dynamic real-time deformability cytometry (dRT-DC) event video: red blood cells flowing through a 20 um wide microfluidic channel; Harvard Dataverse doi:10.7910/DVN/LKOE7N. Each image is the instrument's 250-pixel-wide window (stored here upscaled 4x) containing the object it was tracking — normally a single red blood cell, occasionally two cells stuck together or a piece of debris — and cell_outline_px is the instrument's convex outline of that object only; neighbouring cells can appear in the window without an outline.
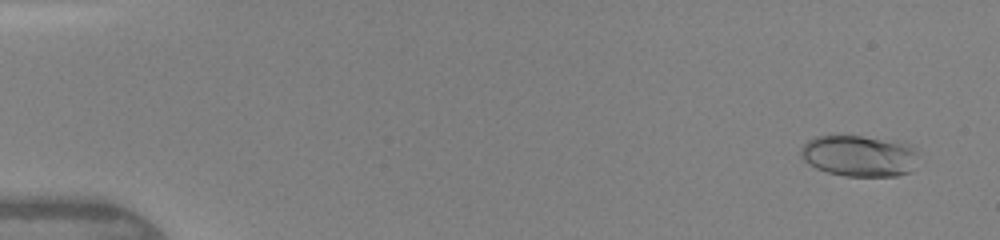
{"species": "human", "species_latin": "Homo sapiens", "temperature_condition": "warm", "stored_images_in_passage": 9, "camera_frame_rate_fps": 3000, "um_per_image_px": 0.085, "donor": {"sex": "female"}, "frame": {"image": 1, "passage_image": 2, "time_ms": 0.333, "image_size_px": [1000, 240], "cell_outline_px": [[916, 152], [912, 172], [896, 176], [844, 176], [828, 172], [816, 168], [804, 160], [800, 156], [800, 148], [808, 140], [816, 136], [860, 136], [900, 140], [908, 144]], "centroid_in_image_um": [73.02, 13.24], "position_along_channel_um": 12.0, "area_um2": 28.38}}
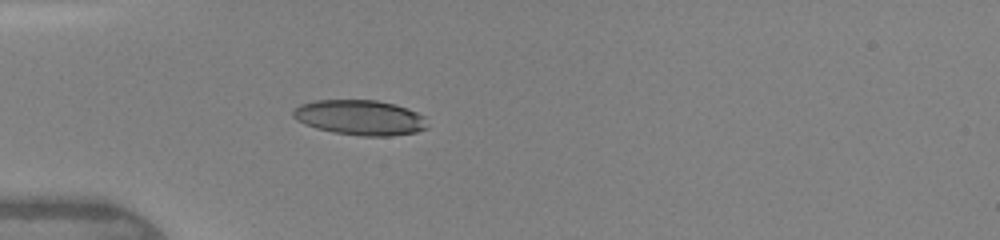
{"frame": {"image": 2, "passage_image": 9, "time_ms": 4.333, "image_size_px": [1000, 240], "cell_outline_px": [[428, 128], [416, 132], [392, 136], [364, 136], [332, 132], [316, 128], [304, 124], [296, 120], [292, 116], [292, 112], [300, 104], [312, 100], [376, 100], [396, 104], [408, 108], [424, 116]], "centroid_in_image_um": [30.6, 9.99], "position_along_channel_um": 54.4, "area_um2": 27.69}}